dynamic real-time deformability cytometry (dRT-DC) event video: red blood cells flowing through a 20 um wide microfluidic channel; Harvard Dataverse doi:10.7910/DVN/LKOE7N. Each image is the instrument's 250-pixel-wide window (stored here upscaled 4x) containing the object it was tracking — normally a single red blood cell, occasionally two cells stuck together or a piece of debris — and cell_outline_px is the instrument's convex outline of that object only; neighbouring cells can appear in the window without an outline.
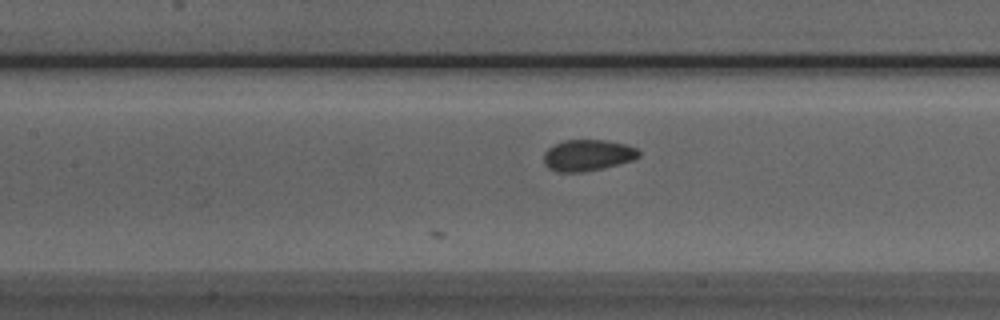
{"species": "Egyptian fruit bat (a non-hibernating species)", "species_latin": "Rousettus aegyptiacus", "temperature_condition": "room temperature", "stored_images_in_passage": 29, "camera_frame_rate_fps": 3000, "um_per_image_px": 0.085, "animal": {"sex": "male"}, "frame": {"image": 1, "passage_image": 14, "time_ms": 4.333, "image_size_px": [1000, 320], "cell_outline_px": [[640, 156], [632, 160], [584, 172], [556, 172], [548, 168], [544, 164], [544, 152], [548, 148], [564, 140], [604, 140], [624, 144], [636, 148], [640, 152]], "centroid_in_image_um": [49.91, 13.2], "position_along_channel_um": 157.5, "area_um2": 17.17}}
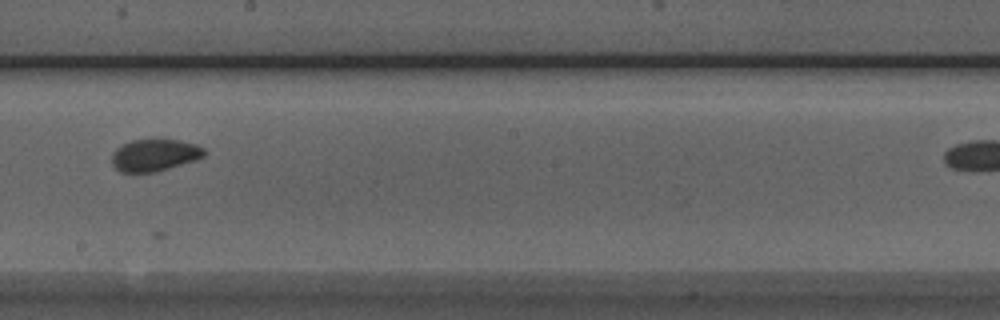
{"frame": {"image": 2, "passage_image": 20, "time_ms": 6.333, "image_size_px": [1000, 320], "cell_outline_px": [[208, 152], [204, 156], [196, 160], [156, 172], [120, 172], [112, 164], [112, 152], [116, 148], [132, 140], [156, 136], [160, 136], [180, 140], [196, 144], [204, 148]], "centroid_in_image_um": [13.17, 13.13], "position_along_channel_um": 235.0, "area_um2": 18.03}}
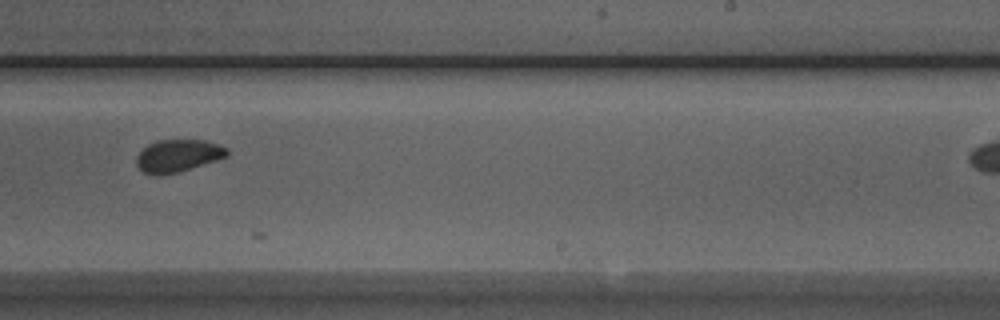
{"frame": {"image": 3, "passage_image": 23, "time_ms": 7.333, "image_size_px": [1000, 320], "cell_outline_px": [[228, 156], [180, 172], [156, 176], [144, 172], [136, 164], [136, 156], [148, 144], [156, 140], [204, 140], [220, 144], [228, 148]], "centroid_in_image_um": [15.14, 13.23], "position_along_channel_um": 273.9, "area_um2": 17.22}}